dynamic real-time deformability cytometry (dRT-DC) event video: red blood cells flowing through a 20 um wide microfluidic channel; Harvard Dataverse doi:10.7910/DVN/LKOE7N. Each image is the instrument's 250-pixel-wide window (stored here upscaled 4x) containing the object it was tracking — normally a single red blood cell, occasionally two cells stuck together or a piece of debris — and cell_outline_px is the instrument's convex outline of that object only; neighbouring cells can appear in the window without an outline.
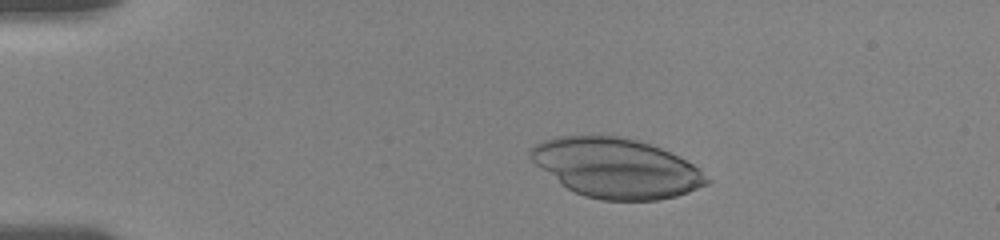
{"species": "human", "species_latin": "Homo sapiens", "temperature_condition": "room temperature", "stored_images_in_passage": 33, "camera_frame_rate_fps": 3000, "um_per_image_px": 0.085, "donor": {"sex": "female"}, "frame": {"image": 1, "passage_image": 8, "time_ms": 3.0, "image_size_px": [1000, 240], "cell_outline_px": [[712, 180], [708, 184], [688, 192], [676, 196], [656, 200], [600, 200], [584, 196], [568, 188], [536, 164], [528, 156], [528, 152], [536, 144], [544, 140], [556, 136], [620, 136], [636, 140], [660, 148], [700, 168]], "centroid_in_image_um": [52.4, 14.28], "position_along_channel_um": 32.6, "area_um2": 60.52}}